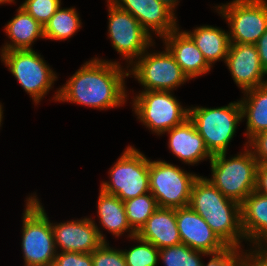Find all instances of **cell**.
Returning <instances> with one entry per match:
<instances>
[{"mask_svg": "<svg viewBox=\"0 0 267 266\" xmlns=\"http://www.w3.org/2000/svg\"><path fill=\"white\" fill-rule=\"evenodd\" d=\"M120 63L94 58L84 63L71 78L58 89L55 101L77 103L99 109H111L126 102L127 92Z\"/></svg>", "mask_w": 267, "mask_h": 266, "instance_id": "obj_1", "label": "cell"}, {"mask_svg": "<svg viewBox=\"0 0 267 266\" xmlns=\"http://www.w3.org/2000/svg\"><path fill=\"white\" fill-rule=\"evenodd\" d=\"M189 206L204 218L227 247L241 246V240L245 239L241 223V204L225 197L208 178L198 176L195 180Z\"/></svg>", "mask_w": 267, "mask_h": 266, "instance_id": "obj_2", "label": "cell"}, {"mask_svg": "<svg viewBox=\"0 0 267 266\" xmlns=\"http://www.w3.org/2000/svg\"><path fill=\"white\" fill-rule=\"evenodd\" d=\"M245 151L226 159L227 153L210 160L212 178L208 179L225 197L241 204L256 188L258 161L248 144Z\"/></svg>", "mask_w": 267, "mask_h": 266, "instance_id": "obj_3", "label": "cell"}, {"mask_svg": "<svg viewBox=\"0 0 267 266\" xmlns=\"http://www.w3.org/2000/svg\"><path fill=\"white\" fill-rule=\"evenodd\" d=\"M26 201L21 244L25 266H52L57 250L51 222L36 196Z\"/></svg>", "mask_w": 267, "mask_h": 266, "instance_id": "obj_4", "label": "cell"}, {"mask_svg": "<svg viewBox=\"0 0 267 266\" xmlns=\"http://www.w3.org/2000/svg\"><path fill=\"white\" fill-rule=\"evenodd\" d=\"M189 119L212 156L226 153L236 133L237 124L243 119L241 104L238 101L218 108L191 107Z\"/></svg>", "mask_w": 267, "mask_h": 266, "instance_id": "obj_5", "label": "cell"}, {"mask_svg": "<svg viewBox=\"0 0 267 266\" xmlns=\"http://www.w3.org/2000/svg\"><path fill=\"white\" fill-rule=\"evenodd\" d=\"M109 173L111 181L102 182L100 189L122 201L150 192L149 159L132 146L125 149Z\"/></svg>", "mask_w": 267, "mask_h": 266, "instance_id": "obj_6", "label": "cell"}, {"mask_svg": "<svg viewBox=\"0 0 267 266\" xmlns=\"http://www.w3.org/2000/svg\"><path fill=\"white\" fill-rule=\"evenodd\" d=\"M198 175L176 165L149 160V189L159 208L189 206L191 190Z\"/></svg>", "mask_w": 267, "mask_h": 266, "instance_id": "obj_7", "label": "cell"}, {"mask_svg": "<svg viewBox=\"0 0 267 266\" xmlns=\"http://www.w3.org/2000/svg\"><path fill=\"white\" fill-rule=\"evenodd\" d=\"M171 91H142L133 99L138 119L156 134H164L189 118V108H183Z\"/></svg>", "mask_w": 267, "mask_h": 266, "instance_id": "obj_8", "label": "cell"}, {"mask_svg": "<svg viewBox=\"0 0 267 266\" xmlns=\"http://www.w3.org/2000/svg\"><path fill=\"white\" fill-rule=\"evenodd\" d=\"M1 59L35 104L45 97L56 81L55 72L33 49L2 51Z\"/></svg>", "mask_w": 267, "mask_h": 266, "instance_id": "obj_9", "label": "cell"}, {"mask_svg": "<svg viewBox=\"0 0 267 266\" xmlns=\"http://www.w3.org/2000/svg\"><path fill=\"white\" fill-rule=\"evenodd\" d=\"M215 8L230 25V43L256 44L267 30L266 0H233Z\"/></svg>", "mask_w": 267, "mask_h": 266, "instance_id": "obj_10", "label": "cell"}, {"mask_svg": "<svg viewBox=\"0 0 267 266\" xmlns=\"http://www.w3.org/2000/svg\"><path fill=\"white\" fill-rule=\"evenodd\" d=\"M145 52L128 71L145 87L143 91H172L189 80L167 48L158 53Z\"/></svg>", "mask_w": 267, "mask_h": 266, "instance_id": "obj_11", "label": "cell"}, {"mask_svg": "<svg viewBox=\"0 0 267 266\" xmlns=\"http://www.w3.org/2000/svg\"><path fill=\"white\" fill-rule=\"evenodd\" d=\"M108 1V37L113 48L132 64L149 46H153L151 36L143 29L139 21L128 11L118 8Z\"/></svg>", "mask_w": 267, "mask_h": 266, "instance_id": "obj_12", "label": "cell"}, {"mask_svg": "<svg viewBox=\"0 0 267 266\" xmlns=\"http://www.w3.org/2000/svg\"><path fill=\"white\" fill-rule=\"evenodd\" d=\"M91 218L71 220L64 223H51L55 247L61 252L92 253L103 242L105 237Z\"/></svg>", "mask_w": 267, "mask_h": 266, "instance_id": "obj_13", "label": "cell"}, {"mask_svg": "<svg viewBox=\"0 0 267 266\" xmlns=\"http://www.w3.org/2000/svg\"><path fill=\"white\" fill-rule=\"evenodd\" d=\"M176 223L182 244L193 250L210 255L227 248L204 218L190 206L176 208Z\"/></svg>", "mask_w": 267, "mask_h": 266, "instance_id": "obj_14", "label": "cell"}, {"mask_svg": "<svg viewBox=\"0 0 267 266\" xmlns=\"http://www.w3.org/2000/svg\"><path fill=\"white\" fill-rule=\"evenodd\" d=\"M236 85L243 92L267 83L255 44L230 43L225 60Z\"/></svg>", "mask_w": 267, "mask_h": 266, "instance_id": "obj_15", "label": "cell"}, {"mask_svg": "<svg viewBox=\"0 0 267 266\" xmlns=\"http://www.w3.org/2000/svg\"><path fill=\"white\" fill-rule=\"evenodd\" d=\"M118 8L131 13L143 29L152 37L151 32L163 38L177 29L175 13L159 0H110Z\"/></svg>", "mask_w": 267, "mask_h": 266, "instance_id": "obj_16", "label": "cell"}, {"mask_svg": "<svg viewBox=\"0 0 267 266\" xmlns=\"http://www.w3.org/2000/svg\"><path fill=\"white\" fill-rule=\"evenodd\" d=\"M163 42L189 79L210 71L211 66L204 59L202 52L185 31H179V27L164 36Z\"/></svg>", "mask_w": 267, "mask_h": 266, "instance_id": "obj_17", "label": "cell"}, {"mask_svg": "<svg viewBox=\"0 0 267 266\" xmlns=\"http://www.w3.org/2000/svg\"><path fill=\"white\" fill-rule=\"evenodd\" d=\"M166 132L169 134V149L184 163L194 165L206 158L212 159L203 138L189 118Z\"/></svg>", "mask_w": 267, "mask_h": 266, "instance_id": "obj_18", "label": "cell"}, {"mask_svg": "<svg viewBox=\"0 0 267 266\" xmlns=\"http://www.w3.org/2000/svg\"><path fill=\"white\" fill-rule=\"evenodd\" d=\"M136 236L151 242L158 249L182 243L176 223V208H157Z\"/></svg>", "mask_w": 267, "mask_h": 266, "instance_id": "obj_19", "label": "cell"}, {"mask_svg": "<svg viewBox=\"0 0 267 266\" xmlns=\"http://www.w3.org/2000/svg\"><path fill=\"white\" fill-rule=\"evenodd\" d=\"M241 223L245 240L254 247H267V196L254 190L246 197L241 203Z\"/></svg>", "mask_w": 267, "mask_h": 266, "instance_id": "obj_20", "label": "cell"}, {"mask_svg": "<svg viewBox=\"0 0 267 266\" xmlns=\"http://www.w3.org/2000/svg\"><path fill=\"white\" fill-rule=\"evenodd\" d=\"M17 15L5 26L10 43H5L2 51L32 50V43L37 38H44V26L36 21L22 7L17 9Z\"/></svg>", "mask_w": 267, "mask_h": 266, "instance_id": "obj_21", "label": "cell"}, {"mask_svg": "<svg viewBox=\"0 0 267 266\" xmlns=\"http://www.w3.org/2000/svg\"><path fill=\"white\" fill-rule=\"evenodd\" d=\"M185 32L192 38L210 66L218 60L223 59L225 62L230 46L229 32L209 25Z\"/></svg>", "mask_w": 267, "mask_h": 266, "instance_id": "obj_22", "label": "cell"}, {"mask_svg": "<svg viewBox=\"0 0 267 266\" xmlns=\"http://www.w3.org/2000/svg\"><path fill=\"white\" fill-rule=\"evenodd\" d=\"M97 208L99 223L111 234L119 237L128 231L130 238L136 235L127 220L124 202L116 195L108 194L100 189Z\"/></svg>", "mask_w": 267, "mask_h": 266, "instance_id": "obj_23", "label": "cell"}, {"mask_svg": "<svg viewBox=\"0 0 267 266\" xmlns=\"http://www.w3.org/2000/svg\"><path fill=\"white\" fill-rule=\"evenodd\" d=\"M240 100L242 117L247 118L248 141L256 134L267 130V83L244 92Z\"/></svg>", "mask_w": 267, "mask_h": 266, "instance_id": "obj_24", "label": "cell"}, {"mask_svg": "<svg viewBox=\"0 0 267 266\" xmlns=\"http://www.w3.org/2000/svg\"><path fill=\"white\" fill-rule=\"evenodd\" d=\"M75 8L62 9L61 6L44 25V38L67 40L81 26V20Z\"/></svg>", "mask_w": 267, "mask_h": 266, "instance_id": "obj_25", "label": "cell"}, {"mask_svg": "<svg viewBox=\"0 0 267 266\" xmlns=\"http://www.w3.org/2000/svg\"><path fill=\"white\" fill-rule=\"evenodd\" d=\"M123 202L129 225L136 233L158 208L156 199L150 192Z\"/></svg>", "mask_w": 267, "mask_h": 266, "instance_id": "obj_26", "label": "cell"}, {"mask_svg": "<svg viewBox=\"0 0 267 266\" xmlns=\"http://www.w3.org/2000/svg\"><path fill=\"white\" fill-rule=\"evenodd\" d=\"M201 255L208 256L204 252L193 250L181 243L160 249L159 259H162L165 266H202Z\"/></svg>", "mask_w": 267, "mask_h": 266, "instance_id": "obj_27", "label": "cell"}, {"mask_svg": "<svg viewBox=\"0 0 267 266\" xmlns=\"http://www.w3.org/2000/svg\"><path fill=\"white\" fill-rule=\"evenodd\" d=\"M131 239L141 243L129 250H122L127 266H157L160 249L151 242L138 238L136 235Z\"/></svg>", "mask_w": 267, "mask_h": 266, "instance_id": "obj_28", "label": "cell"}, {"mask_svg": "<svg viewBox=\"0 0 267 266\" xmlns=\"http://www.w3.org/2000/svg\"><path fill=\"white\" fill-rule=\"evenodd\" d=\"M60 6L61 0H25L20 7L44 26Z\"/></svg>", "mask_w": 267, "mask_h": 266, "instance_id": "obj_29", "label": "cell"}, {"mask_svg": "<svg viewBox=\"0 0 267 266\" xmlns=\"http://www.w3.org/2000/svg\"><path fill=\"white\" fill-rule=\"evenodd\" d=\"M92 266H127L122 250L111 248L103 242L91 253Z\"/></svg>", "mask_w": 267, "mask_h": 266, "instance_id": "obj_30", "label": "cell"}, {"mask_svg": "<svg viewBox=\"0 0 267 266\" xmlns=\"http://www.w3.org/2000/svg\"><path fill=\"white\" fill-rule=\"evenodd\" d=\"M240 248L227 247L221 252L210 254V261L206 265L202 263V266H238L244 253Z\"/></svg>", "mask_w": 267, "mask_h": 266, "instance_id": "obj_31", "label": "cell"}, {"mask_svg": "<svg viewBox=\"0 0 267 266\" xmlns=\"http://www.w3.org/2000/svg\"><path fill=\"white\" fill-rule=\"evenodd\" d=\"M52 266H92L91 253L57 251Z\"/></svg>", "mask_w": 267, "mask_h": 266, "instance_id": "obj_32", "label": "cell"}, {"mask_svg": "<svg viewBox=\"0 0 267 266\" xmlns=\"http://www.w3.org/2000/svg\"><path fill=\"white\" fill-rule=\"evenodd\" d=\"M248 143L258 164H267V130L253 136Z\"/></svg>", "mask_w": 267, "mask_h": 266, "instance_id": "obj_33", "label": "cell"}, {"mask_svg": "<svg viewBox=\"0 0 267 266\" xmlns=\"http://www.w3.org/2000/svg\"><path fill=\"white\" fill-rule=\"evenodd\" d=\"M243 254L238 266H267V247H255V250Z\"/></svg>", "mask_w": 267, "mask_h": 266, "instance_id": "obj_34", "label": "cell"}, {"mask_svg": "<svg viewBox=\"0 0 267 266\" xmlns=\"http://www.w3.org/2000/svg\"><path fill=\"white\" fill-rule=\"evenodd\" d=\"M255 191L267 196V164H258Z\"/></svg>", "mask_w": 267, "mask_h": 266, "instance_id": "obj_35", "label": "cell"}, {"mask_svg": "<svg viewBox=\"0 0 267 266\" xmlns=\"http://www.w3.org/2000/svg\"><path fill=\"white\" fill-rule=\"evenodd\" d=\"M255 46L260 58L261 65L267 72V30L261 35Z\"/></svg>", "mask_w": 267, "mask_h": 266, "instance_id": "obj_36", "label": "cell"}, {"mask_svg": "<svg viewBox=\"0 0 267 266\" xmlns=\"http://www.w3.org/2000/svg\"><path fill=\"white\" fill-rule=\"evenodd\" d=\"M161 3H163L165 6H167L169 9H171L173 12L175 10L176 5L178 4V0H159Z\"/></svg>", "mask_w": 267, "mask_h": 266, "instance_id": "obj_37", "label": "cell"}, {"mask_svg": "<svg viewBox=\"0 0 267 266\" xmlns=\"http://www.w3.org/2000/svg\"><path fill=\"white\" fill-rule=\"evenodd\" d=\"M3 110H2V105L0 104V127H1V122H2V118H3Z\"/></svg>", "mask_w": 267, "mask_h": 266, "instance_id": "obj_38", "label": "cell"}, {"mask_svg": "<svg viewBox=\"0 0 267 266\" xmlns=\"http://www.w3.org/2000/svg\"><path fill=\"white\" fill-rule=\"evenodd\" d=\"M15 0H0V4H4V3H12Z\"/></svg>", "mask_w": 267, "mask_h": 266, "instance_id": "obj_39", "label": "cell"}]
</instances>
